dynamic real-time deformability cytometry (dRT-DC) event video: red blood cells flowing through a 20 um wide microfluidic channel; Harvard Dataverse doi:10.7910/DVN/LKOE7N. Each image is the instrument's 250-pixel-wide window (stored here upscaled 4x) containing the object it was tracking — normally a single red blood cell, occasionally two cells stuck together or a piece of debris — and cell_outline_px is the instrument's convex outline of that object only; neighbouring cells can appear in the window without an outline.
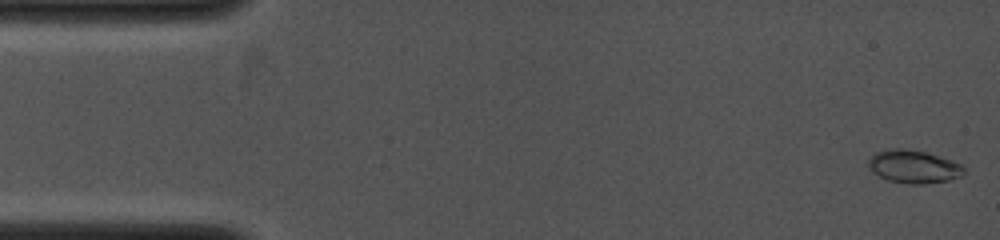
{"species": "common noctule bat (a hibernating species)", "species_latin": "Nyctalus noctula", "temperature_condition": "cold", "stored_images_in_passage": 50, "camera_frame_rate_fps": 4000, "um_per_image_px": 0.085, "animal": {"sex": "female", "body_mass_g": 19.0, "forearm_length_mm": 53.3}, "frame": {"image": 1, "passage_image": 1, "time_ms": 0.0, "image_size_px": [1000, 240], "cell_outline_px": [[964, 176], [948, 180], [924, 184], [908, 184], [888, 180], [872, 172], [868, 168], [868, 160], [876, 152], [892, 148], [904, 148], [924, 152], [952, 160], [960, 164], [964, 168]], "centroid_in_image_um": [77.65, 14.17], "position_along_channel_um": 7.3, "area_um2": 18.38}}
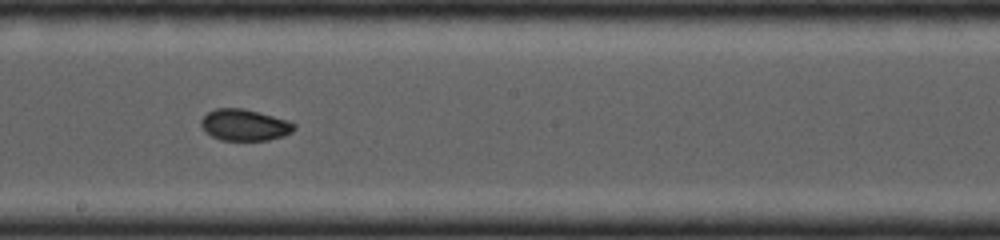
{"frame": {"image": 2, "passage_image": 31, "time_ms": 7.0, "image_size_px": [1000, 240], "cell_outline_px": [[296, 128], [292, 132], [284, 136], [268, 140], [220, 140], [204, 132], [200, 124], [200, 120], [208, 112], [216, 108], [240, 108], [292, 120], [296, 124]], "centroid_in_image_um": [20.81, 10.62], "position_along_channel_um": 227.4, "area_um2": 17.28}}
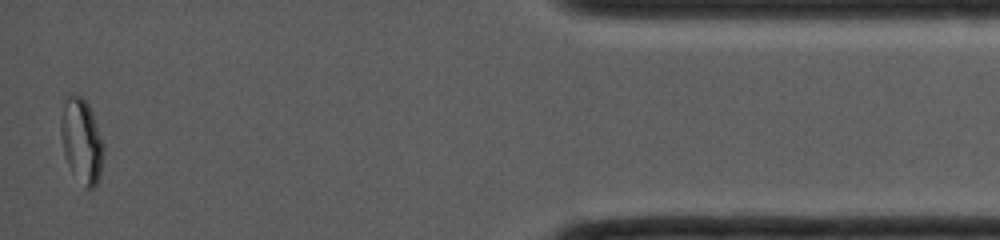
{"frame": {"image": 3, "passage_image": 50, "time_ms": 12.25, "image_size_px": [1000, 240], "cell_outline_px": [[104, 152], [100, 176], [96, 184], [92, 188], [84, 188], [68, 164], [64, 156], [60, 136], [60, 120], [64, 92], [80, 96], [88, 104], [92, 112], [104, 144]], "centroid_in_image_um": [6.9, 11.91], "position_along_channel_um": 428.3, "area_um2": 21.44}}